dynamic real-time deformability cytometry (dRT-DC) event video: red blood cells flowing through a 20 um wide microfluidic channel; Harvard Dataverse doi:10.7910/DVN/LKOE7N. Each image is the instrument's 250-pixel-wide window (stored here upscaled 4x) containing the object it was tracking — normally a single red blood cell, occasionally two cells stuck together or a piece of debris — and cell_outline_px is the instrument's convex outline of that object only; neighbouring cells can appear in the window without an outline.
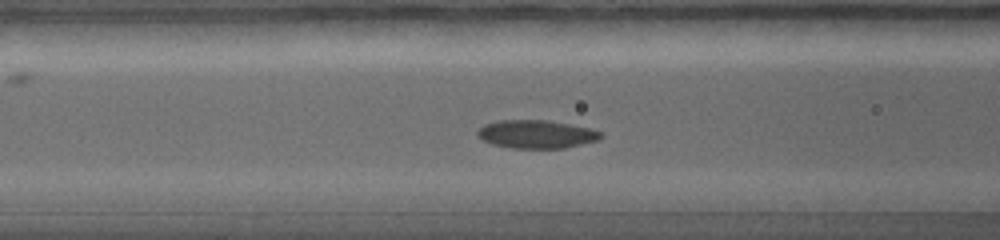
{"species": "common noctule bat (a hibernating species)", "species_latin": "Nyctalus noctula", "temperature_condition": "warm", "stored_images_in_passage": 27, "camera_frame_rate_fps": 5000, "um_per_image_px": 0.085, "animal": {"sex": "female", "body_mass_g": 19.0, "forearm_length_mm": 56.7}, "frame": {"image": 1, "passage_image": 10, "time_ms": 3.2, "image_size_px": [1000, 240], "cell_outline_px": [[600, 136], [596, 140], [564, 148], [512, 148], [492, 144], [484, 140], [476, 132], [480, 128], [488, 124], [504, 120], [544, 120], [588, 128], [600, 132]], "centroid_in_image_um": [45.56, 11.41], "position_along_channel_um": 121.0, "area_um2": 19.54}}
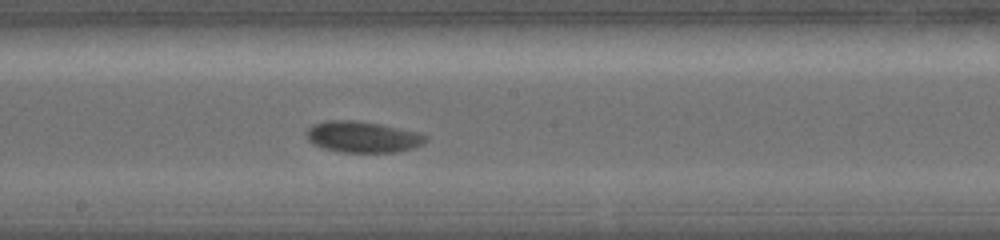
{"frame": {"image": 2, "passage_image": 16, "time_ms": 5.0, "image_size_px": [1000, 240], "cell_outline_px": [[424, 140], [420, 144], [412, 148], [396, 152], [340, 152], [320, 148], [308, 136], [308, 132], [316, 124], [328, 120], [348, 120], [376, 124], [424, 136]], "centroid_in_image_um": [30.74, 11.67], "position_along_channel_um": 217.5, "area_um2": 20.29}}
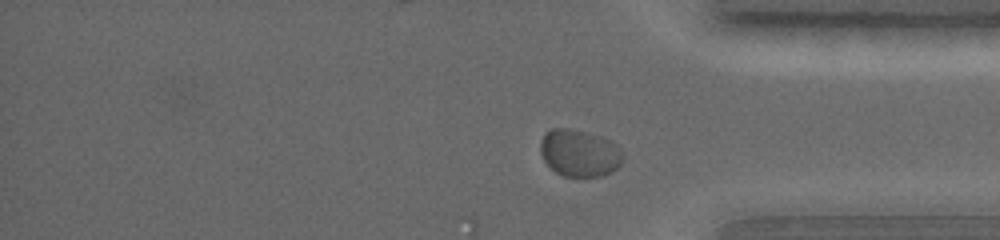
{"frame": {"image": 3, "passage_image": 27, "time_ms": 8.2, "image_size_px": [1000, 240], "cell_outline_px": [[620, 164], [612, 172], [600, 176], [584, 180], [564, 176], [556, 172], [544, 160], [540, 144], [544, 136], [552, 128], [560, 128], [572, 132], [620, 160]], "centroid_in_image_um": [48.94, 13.24], "position_along_channel_um": 386.3, "area_um2": 18.96}}